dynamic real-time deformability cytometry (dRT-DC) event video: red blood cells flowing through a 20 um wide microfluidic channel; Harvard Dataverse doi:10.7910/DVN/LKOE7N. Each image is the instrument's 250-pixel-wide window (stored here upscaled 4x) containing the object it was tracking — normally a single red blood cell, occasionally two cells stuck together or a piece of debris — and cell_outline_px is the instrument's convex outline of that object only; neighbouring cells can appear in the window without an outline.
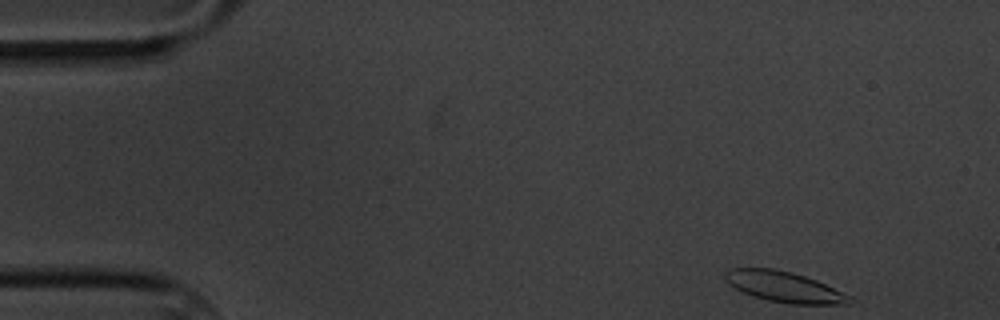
{"species": "common noctule bat (a hibernating species)", "species_latin": "Nyctalus noctula", "temperature_condition": "cold", "stored_images_in_passage": 4, "camera_frame_rate_fps": 3000, "um_per_image_px": 0.085, "animal": {"sex": "male", "body_mass_g": 20.1, "forearm_length_mm": 53.5}, "frame": {"image": 1, "passage_image": 1, "time_ms": 0.0, "image_size_px": [1000, 320], "cell_outline_px": [[852, 304], [792, 304], [768, 300], [744, 292], [728, 284], [724, 276], [724, 272], [728, 268], [776, 268], [792, 272], [816, 280], [852, 296]], "centroid_in_image_um": [66.67, 24.37], "position_along_channel_um": 18.3, "area_um2": 22.14}}